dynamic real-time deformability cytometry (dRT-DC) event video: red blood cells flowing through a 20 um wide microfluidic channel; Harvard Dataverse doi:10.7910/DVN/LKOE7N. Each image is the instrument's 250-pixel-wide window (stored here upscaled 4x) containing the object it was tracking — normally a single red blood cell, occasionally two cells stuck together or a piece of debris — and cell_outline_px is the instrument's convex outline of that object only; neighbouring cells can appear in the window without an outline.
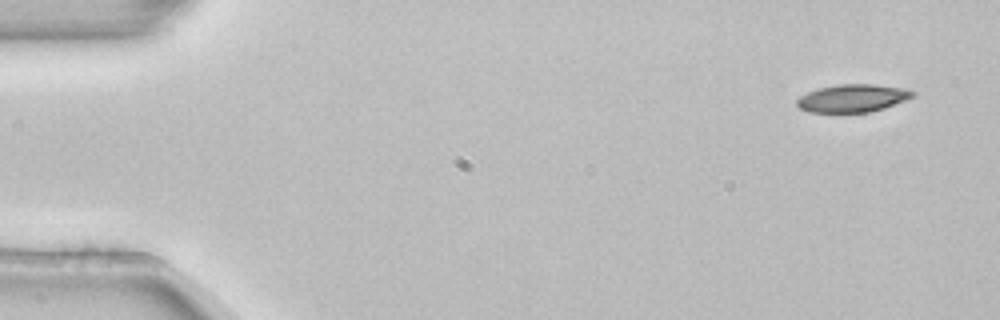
{"species": "common noctule bat (a hibernating species)", "species_latin": "Nyctalus noctula", "temperature_condition": "room temperature", "stored_images_in_passage": 5, "camera_frame_rate_fps": 3000, "um_per_image_px": 0.085, "animal": {"sex": "female", "body_mass_g": 22.7, "forearm_length_mm": 54.2}, "frame": {"image": 1, "passage_image": 1, "time_ms": 0.0, "image_size_px": [1000, 320], "cell_outline_px": [[916, 96], [884, 108], [868, 112], [808, 112], [800, 108], [796, 104], [796, 100], [800, 96], [808, 92], [820, 88], [840, 84], [872, 84], [904, 88], [916, 92]], "centroid_in_image_um": [72.49, 8.34], "position_along_channel_um": 12.5, "area_um2": 18.67}}